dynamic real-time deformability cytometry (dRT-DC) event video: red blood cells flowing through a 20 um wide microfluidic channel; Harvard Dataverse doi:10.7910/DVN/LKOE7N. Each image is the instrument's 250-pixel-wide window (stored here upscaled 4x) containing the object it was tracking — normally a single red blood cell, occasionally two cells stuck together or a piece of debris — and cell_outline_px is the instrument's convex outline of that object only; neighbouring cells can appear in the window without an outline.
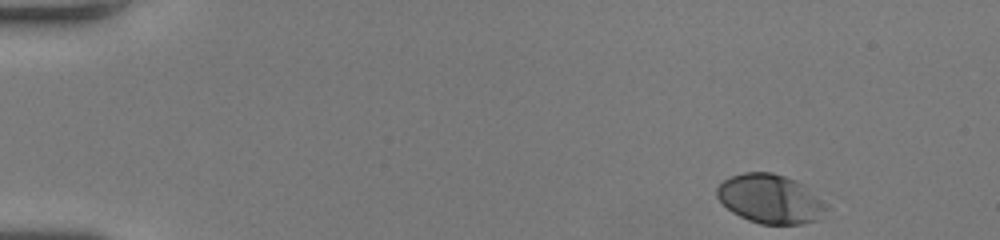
{"species": "human", "species_latin": "Homo sapiens", "temperature_condition": "room temperature", "stored_images_in_passage": 48, "camera_frame_rate_fps": 3000, "um_per_image_px": 0.085, "donor": {"sex": "female"}, "frame": {"image": 1, "passage_image": 1, "time_ms": 0.0, "image_size_px": [1000, 240], "cell_outline_px": [[828, 208], [816, 220], [800, 224], [760, 224], [748, 220], [732, 212], [716, 196], [716, 188], [724, 180], [732, 176], [744, 172], [772, 172], [796, 180], [820, 200]], "centroid_in_image_um": [65.41, 16.91], "position_along_channel_um": 19.6, "area_um2": 30.69}}
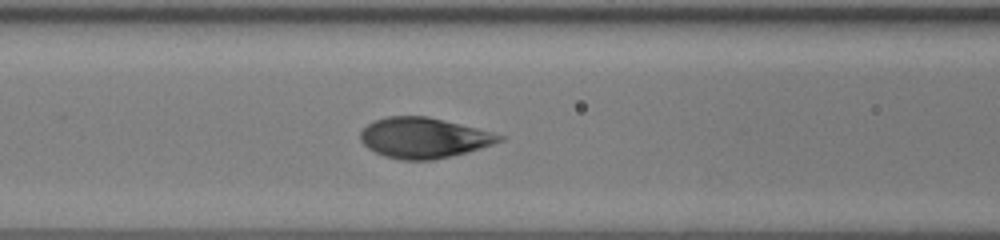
{"frame": {"image": 2, "passage_image": 19, "time_ms": 6.0, "image_size_px": [1000, 240], "cell_outline_px": [[508, 136], [504, 140], [468, 152], [432, 160], [400, 160], [384, 156], [368, 148], [360, 140], [360, 132], [372, 120], [384, 116], [428, 116]], "centroid_in_image_um": [36.01, 11.71], "position_along_channel_um": 130.6, "area_um2": 32.83}}
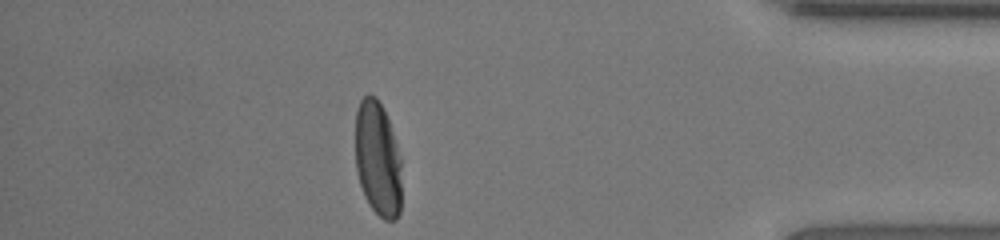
{"frame": {"image": 3, "passage_image": 42, "time_ms": 13.667, "image_size_px": [1000, 240], "cell_outline_px": [[400, 212], [396, 220], [384, 220], [368, 204], [364, 196], [356, 172], [356, 112], [360, 100], [368, 92], [376, 96], [388, 120], [396, 144], [400, 160]], "centroid_in_image_um": [32.09, 13.51], "position_along_channel_um": 403.1, "area_um2": 30.81}, "authors_computed_cell_mechanics": {"area_um2": 32.5703, "velocity_mm_per_s": 4.0081, "shape_relaxation_time_tau1_ms": 3.3479, "shape_relaxation_time_tau2_ms": null, "deformation_change_tau1": 0.1639, "deformation_change_tau2": null}}